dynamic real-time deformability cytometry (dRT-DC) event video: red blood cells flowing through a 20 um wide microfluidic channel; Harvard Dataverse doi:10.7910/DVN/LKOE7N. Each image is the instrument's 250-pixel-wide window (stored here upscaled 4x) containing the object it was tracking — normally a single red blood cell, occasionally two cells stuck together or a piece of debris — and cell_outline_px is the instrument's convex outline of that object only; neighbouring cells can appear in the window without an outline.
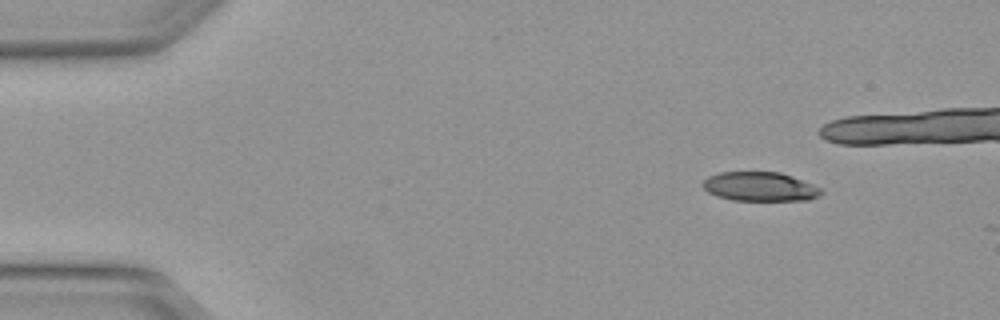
{"species": "Egyptian fruit bat (a non-hibernating species)", "species_latin": "Rousettus aegyptiacus", "temperature_condition": "warm", "stored_images_in_passage": 4, "camera_frame_rate_fps": 3000, "um_per_image_px": 0.085, "animal": {"sex": "female"}, "frame": {"image": 1, "passage_image": 1, "time_ms": 0.0, "image_size_px": [1000, 320], "cell_outline_px": [[824, 192], [820, 196], [808, 200], [732, 200], [716, 196], [708, 192], [700, 184], [708, 176], [720, 172], [780, 172], [792, 176], [820, 188]], "centroid_in_image_um": [64.57, 15.86], "position_along_channel_um": 20.4, "area_um2": 20.11}}